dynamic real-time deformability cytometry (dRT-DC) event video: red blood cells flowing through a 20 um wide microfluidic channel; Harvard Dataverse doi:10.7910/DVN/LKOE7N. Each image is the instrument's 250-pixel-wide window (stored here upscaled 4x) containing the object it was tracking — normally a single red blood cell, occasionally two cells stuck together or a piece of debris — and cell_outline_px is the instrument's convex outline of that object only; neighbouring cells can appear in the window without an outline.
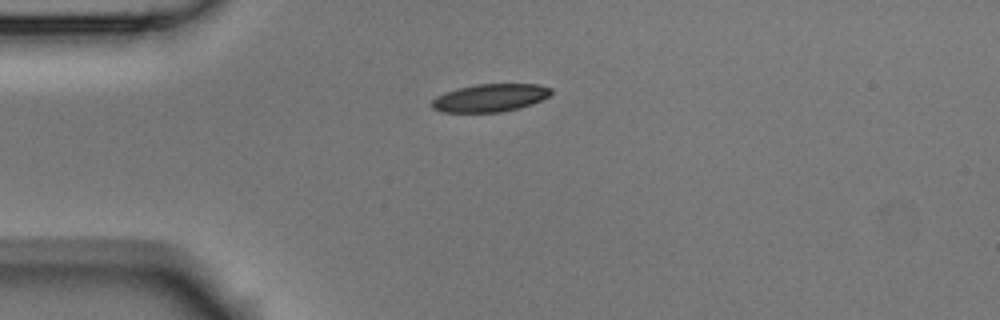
{"species": "Egyptian fruit bat (a non-hibernating species)", "species_latin": "Rousettus aegyptiacus", "temperature_condition": "room temperature", "stored_images_in_passage": 2, "camera_frame_rate_fps": 3000, "um_per_image_px": 0.085, "animal": {"sex": "male"}, "frame": {"image": 1, "passage_image": 2, "time_ms": 0.333, "image_size_px": [1000, 320], "cell_outline_px": [[552, 92], [548, 96], [532, 104], [520, 108], [500, 112], [444, 112], [432, 108], [432, 100], [436, 96], [444, 92], [456, 88], [476, 84], [540, 84], [552, 88]], "centroid_in_image_um": [41.65, 8.31], "position_along_channel_um": 43.3, "area_um2": 19.42}}